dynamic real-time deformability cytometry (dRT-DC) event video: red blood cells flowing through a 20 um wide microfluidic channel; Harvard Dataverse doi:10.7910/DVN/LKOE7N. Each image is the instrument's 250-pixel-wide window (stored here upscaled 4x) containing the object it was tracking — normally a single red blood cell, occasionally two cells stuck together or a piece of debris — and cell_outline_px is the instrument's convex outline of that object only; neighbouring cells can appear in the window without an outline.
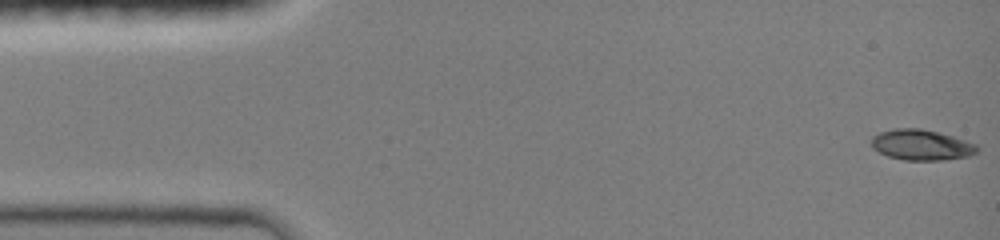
{"species": "common noctule bat (a hibernating species)", "species_latin": "Nyctalus noctula", "temperature_condition": "room temperature", "stored_images_in_passage": 46, "camera_frame_rate_fps": 3000, "um_per_image_px": 0.085, "animal": {"sex": "female", "body_mass_g": 19.0, "forearm_length_mm": 51.5}, "frame": {"image": 1, "passage_image": 1, "time_ms": 0.0, "image_size_px": [1000, 240], "cell_outline_px": [[980, 148], [976, 152], [968, 156], [940, 160], [904, 160], [888, 156], [880, 152], [872, 144], [872, 136], [880, 132], [892, 128], [920, 128], [952, 136], [976, 144]], "centroid_in_image_um": [78.32, 12.31], "position_along_channel_um": 6.7, "area_um2": 18.61}}
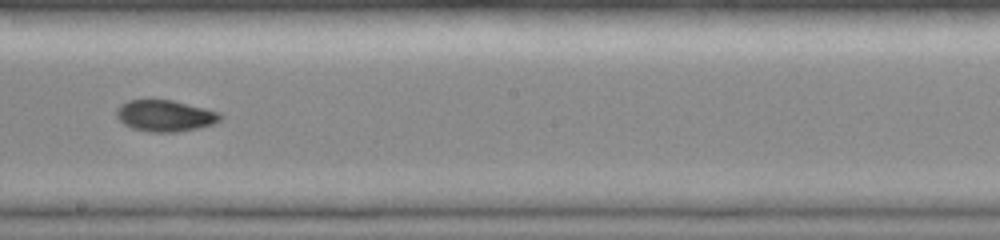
{"frame": {"image": 2, "passage_image": 26, "time_ms": 8.333, "image_size_px": [1000, 240], "cell_outline_px": [[224, 116], [220, 120], [212, 124], [196, 128], [176, 132], [152, 132], [132, 128], [124, 124], [116, 116], [116, 108], [120, 104], [128, 100], [172, 100], [220, 112]], "centroid_in_image_um": [14.02, 9.83], "position_along_channel_um": 234.2, "area_um2": 18.9}}
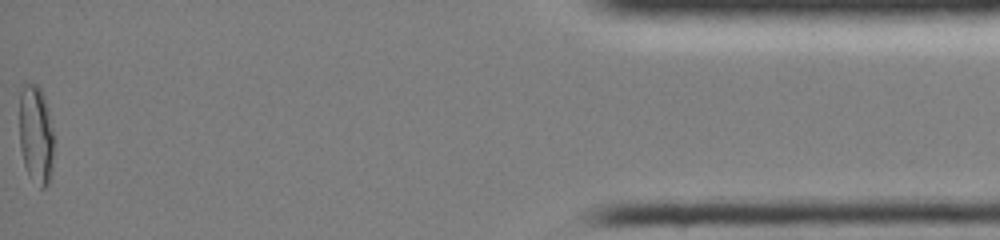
{"frame": {"image": 3, "passage_image": 46, "time_ms": 15.0, "image_size_px": [1000, 240], "cell_outline_px": [[52, 168], [48, 184], [44, 188], [40, 188], [28, 172], [24, 164], [20, 148], [20, 92], [24, 84], [36, 84], [40, 88], [44, 96], [48, 108], [52, 132]], "centroid_in_image_um": [3.04, 11.42], "position_along_channel_um": 432.2, "area_um2": 19.48}, "authors_computed_cell_mechanics": {"area_um2": 18.5538, "velocity_mm_per_s": 4.2076, "shape_relaxation_time_tau1_ms": null, "shape_relaxation_time_tau2_ms": 2.7444, "deformation_change_tau1": null, "deformation_change_tau2": 0.0436}}